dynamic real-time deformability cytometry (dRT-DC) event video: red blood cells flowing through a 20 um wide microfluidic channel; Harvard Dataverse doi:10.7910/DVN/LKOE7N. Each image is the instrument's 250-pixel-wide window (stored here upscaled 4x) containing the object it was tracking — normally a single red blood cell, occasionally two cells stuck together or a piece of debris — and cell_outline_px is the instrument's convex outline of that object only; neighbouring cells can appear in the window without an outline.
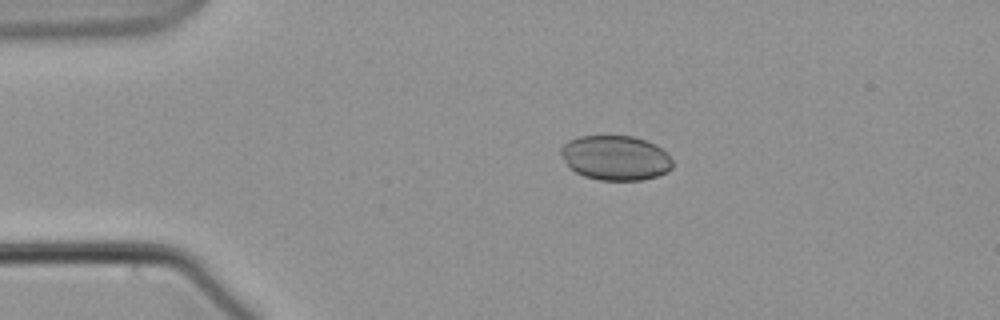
{"species": "common noctule bat (a hibernating species)", "species_latin": "Nyctalus noctula", "temperature_condition": "warm", "stored_images_in_passage": 49, "camera_frame_rate_fps": 3000, "um_per_image_px": 0.085, "animal": {"sex": "male", "body_mass_g": 21.5, "forearm_length_mm": 52.0}, "frame": {"image": 1, "passage_image": 1, "time_ms": 0.0, "image_size_px": [1000, 320], "cell_outline_px": [[672, 168], [668, 172], [656, 176], [640, 180], [600, 180], [584, 176], [576, 172], [568, 164], [560, 152], [560, 148], [568, 140], [580, 136], [632, 136], [648, 140], [656, 144], [672, 160]], "centroid_in_image_um": [52.33, 13.41], "position_along_channel_um": 32.7, "area_um2": 28.96}}
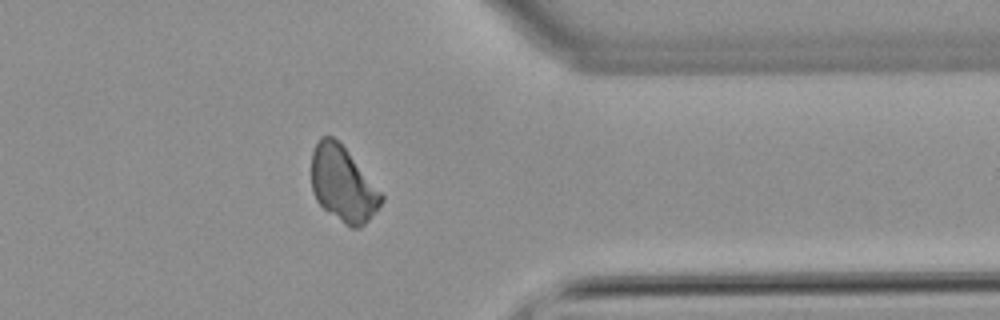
{"frame": {"image": 2, "passage_image": 37, "time_ms": 12.0, "image_size_px": [1000, 320], "cell_outline_px": [[384, 200], [368, 220], [360, 228], [352, 228], [344, 224], [324, 208], [316, 200], [312, 192], [312, 152], [320, 136], [332, 136], [348, 152], [384, 196]], "centroid_in_image_um": [29.13, 15.67], "position_along_channel_um": 382.3, "area_um2": 30.11}}
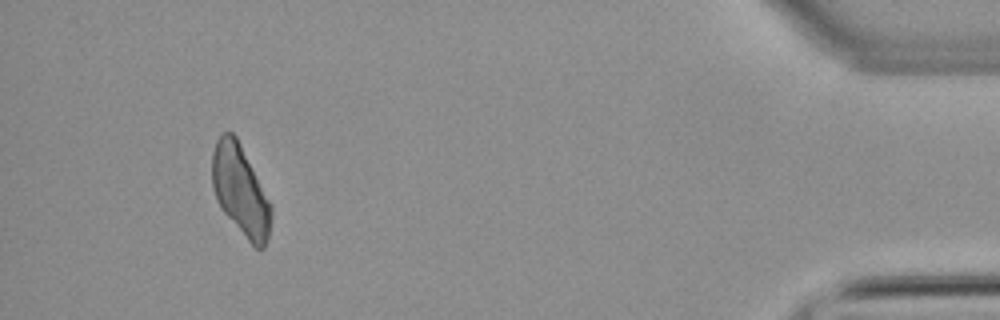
{"frame": {"image": 3, "passage_image": 45, "time_ms": 14.667, "image_size_px": [1000, 320], "cell_outline_px": [[272, 216], [268, 236], [264, 248], [256, 248], [248, 240], [220, 208], [216, 200], [212, 188], [212, 152], [216, 140], [220, 132], [232, 132], [236, 136], [272, 204]], "centroid_in_image_um": [20.43, 16.16], "position_along_channel_um": 414.8, "area_um2": 31.1}}